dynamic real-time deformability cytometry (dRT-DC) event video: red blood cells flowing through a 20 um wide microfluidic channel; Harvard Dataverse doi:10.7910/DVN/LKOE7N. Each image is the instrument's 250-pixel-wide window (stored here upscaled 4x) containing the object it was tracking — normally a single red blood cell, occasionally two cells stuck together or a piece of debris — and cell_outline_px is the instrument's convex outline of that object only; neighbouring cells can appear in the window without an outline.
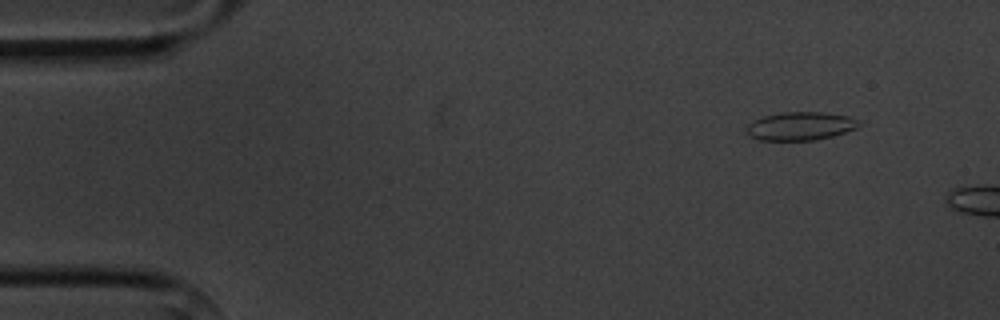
{"species": "common noctule bat (a hibernating species)", "species_latin": "Nyctalus noctula", "temperature_condition": "cold", "stored_images_in_passage": 3, "camera_frame_rate_fps": 3000, "um_per_image_px": 0.085, "animal": {"sex": "male", "body_mass_g": 20.1, "forearm_length_mm": 53.5}, "frame": {"image": 1, "passage_image": 1, "time_ms": 0.0, "image_size_px": [1000, 320], "cell_outline_px": [[864, 124], [856, 128], [832, 136], [816, 140], [760, 140], [748, 136], [744, 128], [752, 120], [764, 116], [784, 112], [820, 112], [848, 116], [864, 120]], "centroid_in_image_um": [68.05, 10.71], "position_along_channel_um": 16.9, "area_um2": 18.84}}